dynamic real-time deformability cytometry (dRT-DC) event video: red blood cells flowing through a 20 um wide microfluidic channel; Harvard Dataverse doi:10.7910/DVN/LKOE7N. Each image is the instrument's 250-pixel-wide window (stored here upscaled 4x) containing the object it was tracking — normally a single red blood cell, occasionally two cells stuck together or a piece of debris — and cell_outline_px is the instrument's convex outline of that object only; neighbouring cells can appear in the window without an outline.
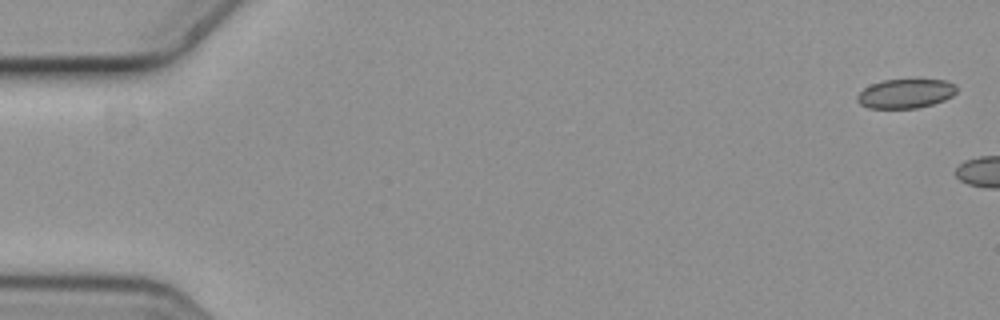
{"species": "common noctule bat (a hibernating species)", "species_latin": "Nyctalus noctula", "temperature_condition": "cold", "stored_images_in_passage": 6, "camera_frame_rate_fps": 3000, "um_per_image_px": 0.085, "animal": {"sex": "female", "body_mass_g": 19.3, "forearm_length_mm": 54.1}, "frame": {"image": 1, "passage_image": 1, "time_ms": 0.0, "image_size_px": [1000, 320], "cell_outline_px": [[956, 92], [952, 96], [944, 100], [932, 104], [916, 108], [868, 108], [860, 104], [856, 100], [856, 96], [864, 88], [872, 84], [884, 80], [944, 80], [956, 84]], "centroid_in_image_um": [76.96, 7.96], "position_along_channel_um": 8.0, "area_um2": 16.82}}